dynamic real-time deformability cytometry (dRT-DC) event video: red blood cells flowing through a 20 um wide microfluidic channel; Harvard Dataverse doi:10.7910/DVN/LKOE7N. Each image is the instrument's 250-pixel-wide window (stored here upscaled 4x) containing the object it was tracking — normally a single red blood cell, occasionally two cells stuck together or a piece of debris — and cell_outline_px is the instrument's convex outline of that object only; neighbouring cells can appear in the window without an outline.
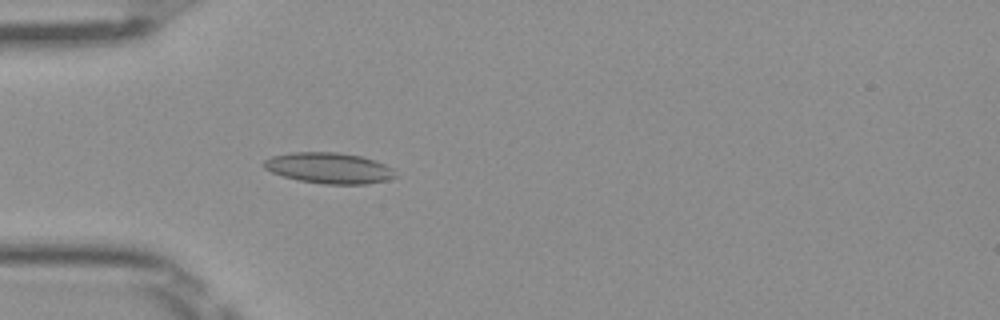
{"species": "Egyptian fruit bat (a non-hibernating species)", "species_latin": "Rousettus aegyptiacus", "temperature_condition": "room temperature", "stored_images_in_passage": 37, "camera_frame_rate_fps": 3000, "um_per_image_px": 0.085, "frame": {"image": 1, "passage_image": 7, "time_ms": 2.0, "image_size_px": [1000, 320], "cell_outline_px": [[396, 176], [388, 180], [368, 184], [324, 184], [300, 180], [284, 176], [272, 172], [264, 168], [264, 160], [272, 156], [292, 152], [336, 152], [360, 156], [384, 164], [392, 168]], "centroid_in_image_um": [27.97, 14.28], "position_along_channel_um": 57.0, "area_um2": 23.41}}
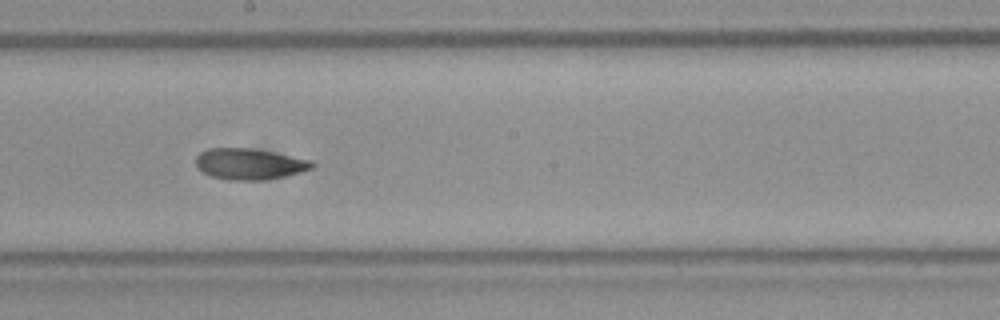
{"frame": {"image": 2, "passage_image": 20, "time_ms": 6.333, "image_size_px": [1000, 320], "cell_outline_px": [[316, 164], [312, 168], [300, 172], [284, 176], [264, 180], [228, 180], [212, 176], [196, 168], [196, 156], [200, 152], [208, 148], [252, 148], [312, 160]], "centroid_in_image_um": [21.19, 13.93], "position_along_channel_um": 227.0, "area_um2": 21.04}}
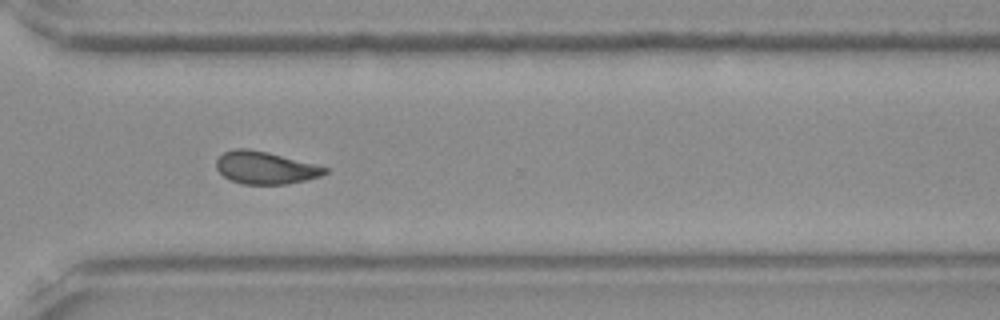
{"frame": {"image": 3, "passage_image": 29, "time_ms": 9.333, "image_size_px": [1000, 320], "cell_outline_px": [[328, 172], [320, 176], [288, 184], [240, 184], [224, 176], [216, 168], [216, 160], [224, 152], [232, 148], [248, 148], [268, 152], [328, 168]], "centroid_in_image_um": [22.51, 14.25], "position_along_channel_um": 348.1, "area_um2": 20.4}, "authors_computed_cell_mechanics": {"area_um2": 20.5768, "velocity_mm_per_s": 4.0306, "shape_relaxation_time_tau1_ms": null, "shape_relaxation_time_tau2_ms": 2.8728, "deformation_change_tau1": null, "deformation_change_tau2": 0.0794}}